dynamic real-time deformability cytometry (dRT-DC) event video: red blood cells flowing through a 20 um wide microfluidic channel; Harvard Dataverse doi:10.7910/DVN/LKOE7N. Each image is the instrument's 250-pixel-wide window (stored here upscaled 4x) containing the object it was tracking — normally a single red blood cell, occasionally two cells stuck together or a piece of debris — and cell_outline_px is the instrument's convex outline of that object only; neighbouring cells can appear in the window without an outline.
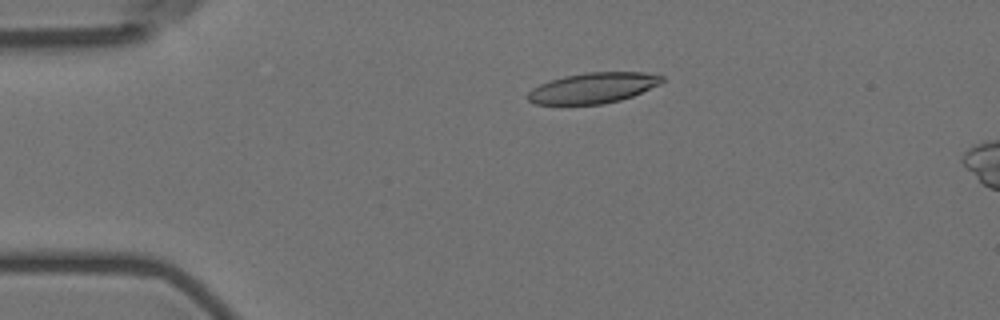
{"species": "Egyptian fruit bat (a non-hibernating species)", "species_latin": "Rousettus aegyptiacus", "temperature_condition": "room temperature", "stored_images_in_passage": 3, "camera_frame_rate_fps": 3000, "um_per_image_px": 0.085, "animal": {"sex": "female"}, "frame": {"image": 1, "passage_image": 1, "time_ms": 0.0, "image_size_px": [1000, 320], "cell_outline_px": [[664, 80], [660, 84], [632, 96], [620, 100], [604, 104], [536, 104], [528, 100], [528, 92], [532, 88], [548, 80], [564, 76], [584, 72], [644, 72], [664, 76]], "centroid_in_image_um": [50.41, 7.46], "position_along_channel_um": 34.6, "area_um2": 23.93}}